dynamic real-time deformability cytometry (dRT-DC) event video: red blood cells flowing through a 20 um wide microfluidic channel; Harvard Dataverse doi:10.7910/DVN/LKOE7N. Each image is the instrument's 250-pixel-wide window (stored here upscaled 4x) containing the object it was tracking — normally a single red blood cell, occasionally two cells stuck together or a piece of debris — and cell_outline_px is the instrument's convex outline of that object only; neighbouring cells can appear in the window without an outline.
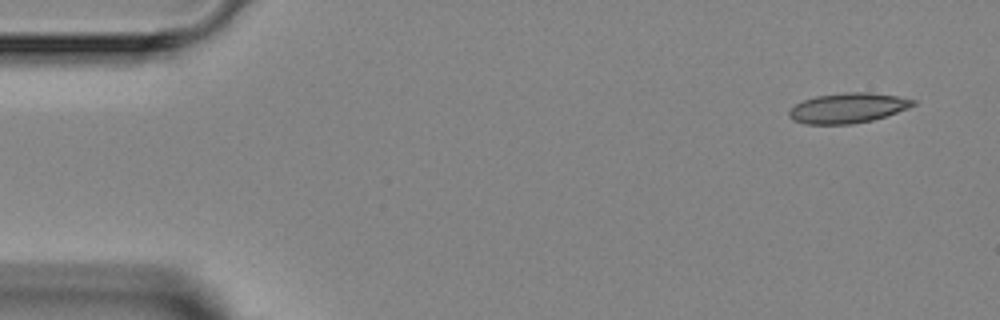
{"species": "Egyptian fruit bat (a non-hibernating species)", "species_latin": "Rousettus aegyptiacus", "temperature_condition": "room temperature", "stored_images_in_passage": 4, "segment_of_instrument_passage": [2, 2], "camera_frame_rate_fps": 3000, "um_per_image_px": 0.085, "animal": {"sex": "female"}, "frame": {"image": 1, "passage_image": 4, "time_ms": 5.0, "image_size_px": [1000, 320], "cell_outline_px": [[916, 104], [908, 108], [872, 120], [852, 124], [804, 124], [792, 120], [788, 116], [788, 112], [796, 104], [804, 100], [816, 96], [844, 92], [868, 92], [896, 96], [916, 100]], "centroid_in_image_um": [72.04, 9.18], "position_along_channel_um": 13.0, "area_um2": 21.62}}